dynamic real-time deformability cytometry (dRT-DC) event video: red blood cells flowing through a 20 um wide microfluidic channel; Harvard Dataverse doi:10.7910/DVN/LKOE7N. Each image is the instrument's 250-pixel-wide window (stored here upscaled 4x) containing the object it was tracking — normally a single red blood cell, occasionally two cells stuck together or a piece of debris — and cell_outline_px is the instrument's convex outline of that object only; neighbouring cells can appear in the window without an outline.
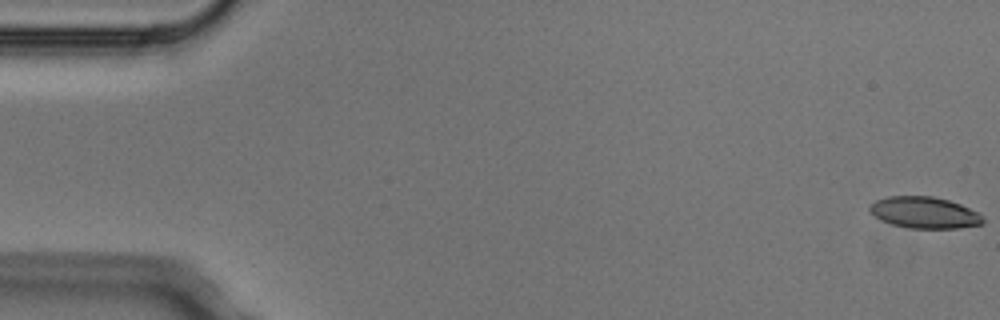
{"species": "Egyptian fruit bat (a non-hibernating species)", "species_latin": "Rousettus aegyptiacus", "temperature_condition": "cold", "stored_images_in_passage": 5, "camera_frame_rate_fps": 3000, "um_per_image_px": 0.085, "animal": {"sex": "male"}, "frame": {"image": 1, "passage_image": 1, "time_ms": 0.0, "image_size_px": [1000, 320], "cell_outline_px": [[984, 224], [960, 228], [908, 228], [892, 224], [880, 220], [868, 208], [876, 200], [888, 196], [932, 196], [948, 200], [960, 204], [980, 212], [984, 220]], "centroid_in_image_um": [78.62, 18.07], "position_along_channel_um": 6.4, "area_um2": 20.81}}